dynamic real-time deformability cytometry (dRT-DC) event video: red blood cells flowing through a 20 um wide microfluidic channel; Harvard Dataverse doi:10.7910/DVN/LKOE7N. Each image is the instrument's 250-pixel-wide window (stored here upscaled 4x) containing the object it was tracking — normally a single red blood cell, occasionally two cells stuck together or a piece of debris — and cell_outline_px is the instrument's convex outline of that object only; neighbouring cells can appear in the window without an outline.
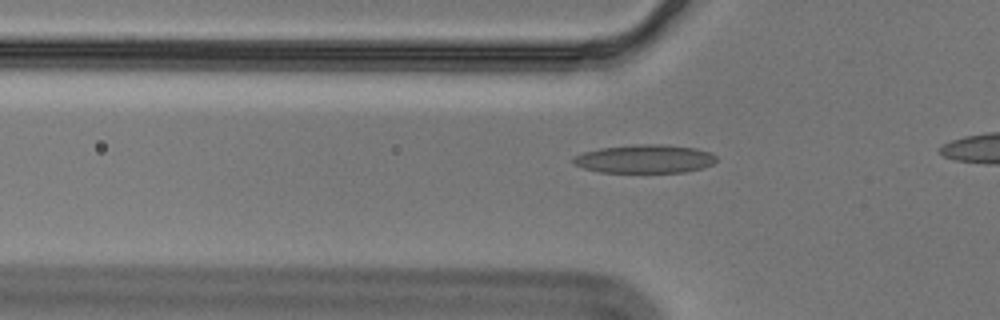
{"species": "Egyptian fruit bat (a non-hibernating species)", "species_latin": "Rousettus aegyptiacus", "temperature_condition": "cold", "stored_images_in_passage": 31, "camera_frame_rate_fps": 3000, "um_per_image_px": 0.085, "animal": {"sex": "male"}, "frame": {"image": 1, "passage_image": 14, "time_ms": 4.333, "image_size_px": [1000, 320], "cell_outline_px": [[716, 160], [712, 164], [704, 168], [684, 172], [600, 172], [584, 168], [572, 164], [572, 156], [584, 152], [600, 148], [636, 144], [668, 144], [696, 148], [712, 152], [716, 156]], "centroid_in_image_um": [54.81, 13.5], "position_along_channel_um": 71.0, "area_um2": 23.99}}
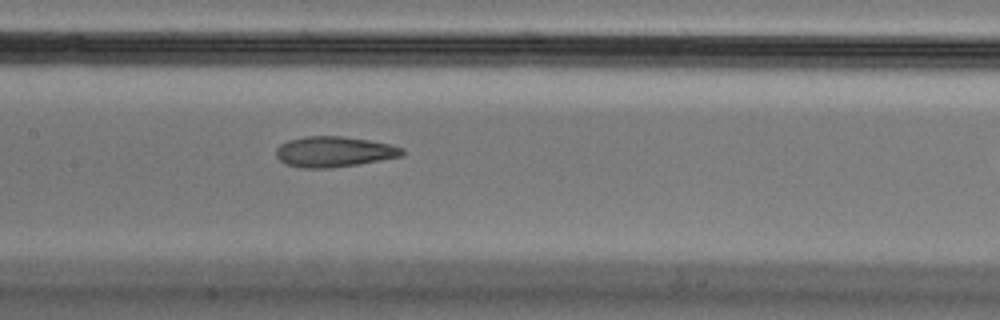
{"frame": {"image": 2, "passage_image": 23, "time_ms": 7.333, "image_size_px": [1000, 320], "cell_outline_px": [[404, 156], [356, 164], [328, 168], [300, 168], [284, 164], [276, 156], [276, 148], [280, 144], [288, 140], [304, 136], [344, 136], [392, 144], [404, 148]], "centroid_in_image_um": [28.38, 12.89], "position_along_channel_um": 179.0, "area_um2": 22.6}}
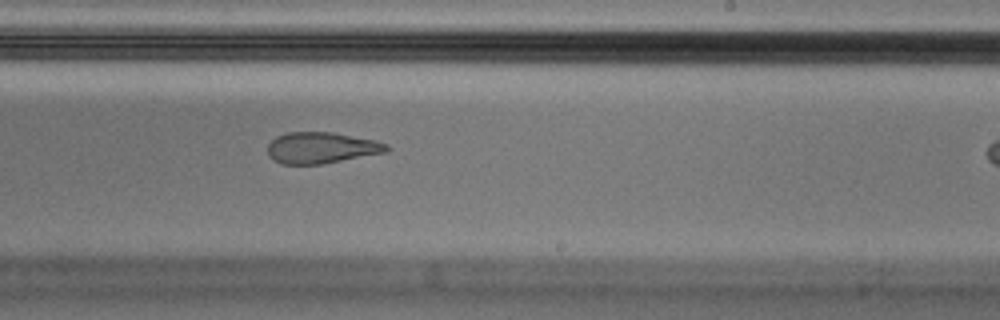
{"frame": {"image": 3, "passage_image": 30, "time_ms": 9.667, "image_size_px": [1000, 320], "cell_outline_px": [[388, 152], [324, 164], [280, 164], [272, 160], [268, 156], [268, 144], [276, 136], [288, 132], [332, 132], [376, 140], [388, 144]], "centroid_in_image_um": [27.31, 12.57], "position_along_channel_um": 261.7, "area_um2": 21.91}}